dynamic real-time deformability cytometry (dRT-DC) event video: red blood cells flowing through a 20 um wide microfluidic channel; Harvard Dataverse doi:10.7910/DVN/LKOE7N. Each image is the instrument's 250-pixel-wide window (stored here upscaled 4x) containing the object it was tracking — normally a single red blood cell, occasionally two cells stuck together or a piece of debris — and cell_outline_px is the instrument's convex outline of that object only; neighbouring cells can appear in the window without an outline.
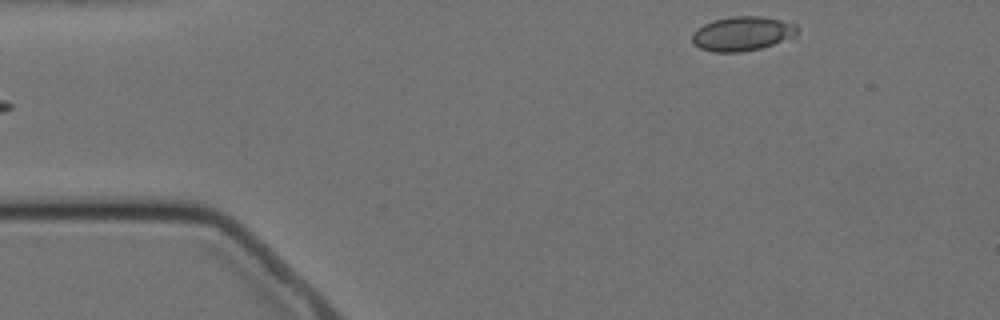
{"species": "Egyptian fruit bat (a non-hibernating species)", "species_latin": "Rousettus aegyptiacus", "temperature_condition": "cold", "stored_images_in_passage": 4, "camera_frame_rate_fps": 3000, "um_per_image_px": 0.085, "animal": {"sex": "female"}, "frame": {"image": 1, "passage_image": 4, "time_ms": 3.667, "image_size_px": [1000, 320], "cell_outline_px": [[800, 28], [796, 36], [760, 48], [740, 52], [712, 52], [700, 48], [692, 44], [692, 32], [704, 24], [716, 20], [732, 16], [760, 16], [780, 20], [796, 24]], "centroid_in_image_um": [63.1, 2.86], "position_along_channel_um": 21.9, "area_um2": 21.04}}